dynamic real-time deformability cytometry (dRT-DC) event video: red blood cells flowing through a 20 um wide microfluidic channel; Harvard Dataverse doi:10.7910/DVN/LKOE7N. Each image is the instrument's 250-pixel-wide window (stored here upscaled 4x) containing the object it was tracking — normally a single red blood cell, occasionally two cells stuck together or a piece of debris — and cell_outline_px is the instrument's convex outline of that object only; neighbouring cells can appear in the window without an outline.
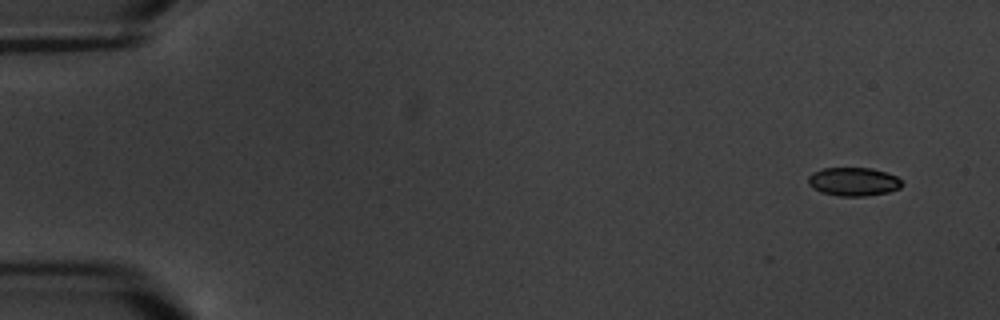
{"species": "common noctule bat (a hibernating species)", "species_latin": "Nyctalus noctula", "temperature_condition": "warm", "stored_images_in_passage": 16, "camera_frame_rate_fps": 3000, "um_per_image_px": 0.085, "animal": {"sex": "male", "body_mass_g": 20.1, "forearm_length_mm": 53.5}, "frame": {"image": 1, "passage_image": 1, "time_ms": 0.0, "image_size_px": [1000, 320], "cell_outline_px": [[904, 184], [900, 188], [888, 192], [864, 196], [840, 196], [820, 192], [812, 188], [808, 184], [808, 176], [812, 172], [824, 168], [872, 168], [896, 176]], "centroid_in_image_um": [72.52, 15.44], "position_along_channel_um": 12.5, "area_um2": 15.61}}
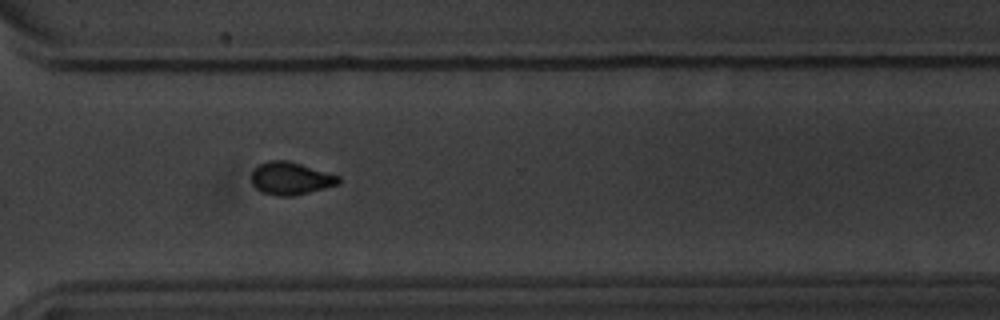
{"frame": {"image": 2, "passage_image": 12, "time_ms": 13.667, "image_size_px": [1000, 320], "cell_outline_px": [[340, 184], [292, 196], [280, 196], [260, 192], [252, 184], [252, 172], [260, 164], [272, 160], [288, 160], [340, 176]], "centroid_in_image_um": [24.71, 15.17], "position_along_channel_um": 345.9, "area_um2": 16.42}}
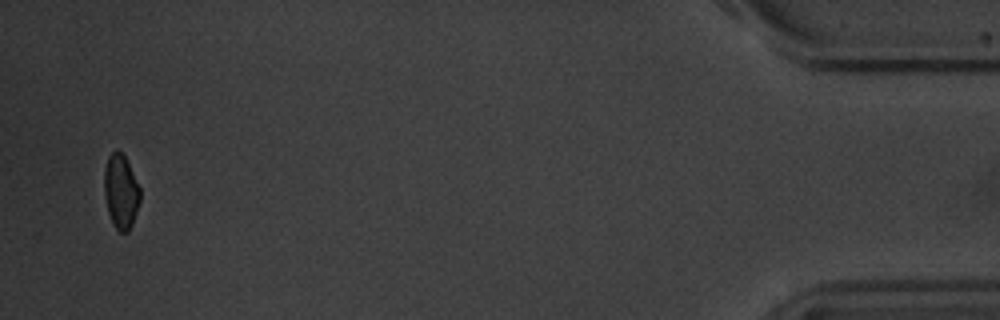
{"frame": {"image": 3, "passage_image": 16, "time_ms": 18.333, "image_size_px": [1000, 320], "cell_outline_px": [[140, 200], [132, 224], [128, 232], [120, 232], [112, 224], [108, 212], [104, 196], [104, 168], [108, 156], [116, 148], [124, 156], [140, 188]], "centroid_in_image_um": [10.25, 16.29], "position_along_channel_um": 424.9, "area_um2": 15.49}, "authors_computed_cell_mechanics": {"area_um2": 16.5886, "velocity_mm_per_s": 3.3831, "shape_relaxation_time_tau1_ms": 2.7577, "shape_relaxation_time_tau2_ms": 3.803, "deformation_change_tau1": 0.073, "deformation_change_tau2": 0.038}}